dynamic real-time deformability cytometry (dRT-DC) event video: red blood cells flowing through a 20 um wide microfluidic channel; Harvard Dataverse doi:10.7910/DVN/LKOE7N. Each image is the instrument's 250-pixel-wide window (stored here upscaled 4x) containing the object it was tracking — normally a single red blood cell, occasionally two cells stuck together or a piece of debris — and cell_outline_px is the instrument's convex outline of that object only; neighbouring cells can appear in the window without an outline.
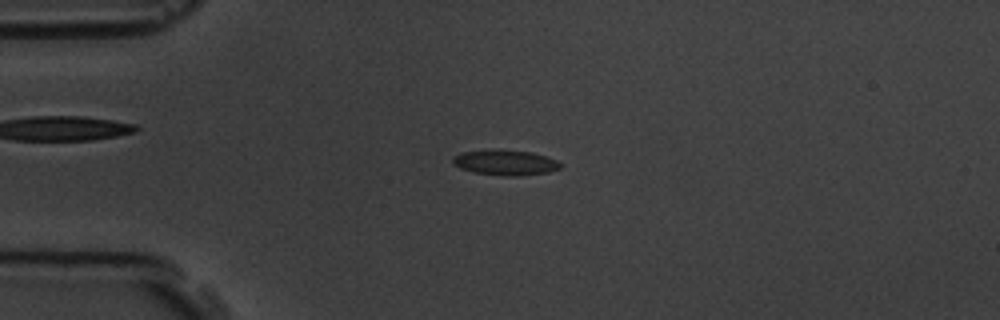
{"species": "common noctule bat (a hibernating species)", "species_latin": "Nyctalus noctula", "temperature_condition": "room temperature", "stored_images_in_passage": 6, "camera_frame_rate_fps": 3000, "um_per_image_px": 0.085, "animal": {"sex": "male", "body_mass_g": 19.5, "forearm_length_mm": 54.6}, "frame": {"image": 1, "passage_image": 3, "time_ms": 3.333, "image_size_px": [1000, 320], "cell_outline_px": [[564, 164], [560, 168], [548, 172], [512, 176], [504, 176], [476, 172], [460, 168], [452, 164], [452, 156], [460, 152], [488, 148], [532, 152], [556, 160]], "centroid_in_image_um": [42.9, 13.79], "position_along_channel_um": 42.1, "area_um2": 16.07}}
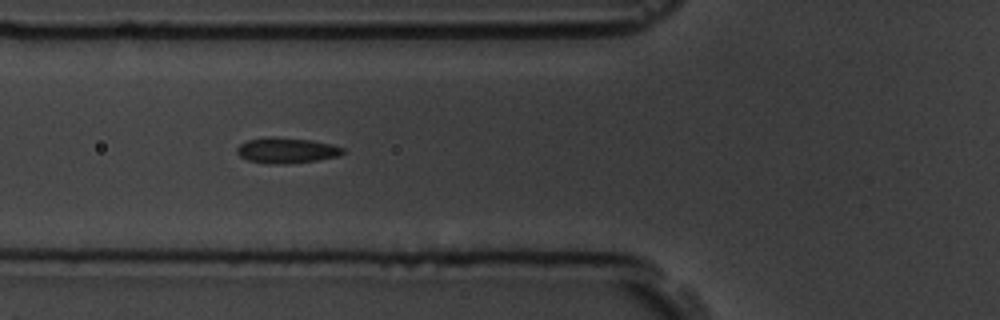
{"frame": {"image": 2, "passage_image": 5, "time_ms": 5.667, "image_size_px": [1000, 320], "cell_outline_px": [[344, 152], [336, 156], [316, 160], [284, 164], [268, 164], [248, 160], [240, 156], [236, 152], [236, 148], [240, 144], [248, 140], [312, 140], [344, 148]], "centroid_in_image_um": [24.35, 12.84], "position_along_channel_um": 101.5, "area_um2": 14.68}}
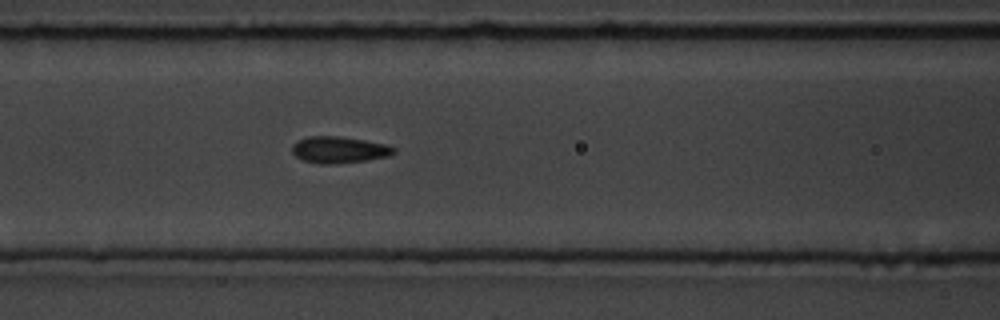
{"frame": {"image": 3, "passage_image": 6, "time_ms": 6.667, "image_size_px": [1000, 320], "cell_outline_px": [[396, 152], [388, 156], [368, 160], [336, 164], [316, 164], [304, 160], [296, 156], [292, 152], [292, 144], [296, 140], [308, 136], [336, 136], [364, 140], [388, 144], [396, 148]], "centroid_in_image_um": [28.82, 12.73], "position_along_channel_um": 137.8, "area_um2": 15.95}}